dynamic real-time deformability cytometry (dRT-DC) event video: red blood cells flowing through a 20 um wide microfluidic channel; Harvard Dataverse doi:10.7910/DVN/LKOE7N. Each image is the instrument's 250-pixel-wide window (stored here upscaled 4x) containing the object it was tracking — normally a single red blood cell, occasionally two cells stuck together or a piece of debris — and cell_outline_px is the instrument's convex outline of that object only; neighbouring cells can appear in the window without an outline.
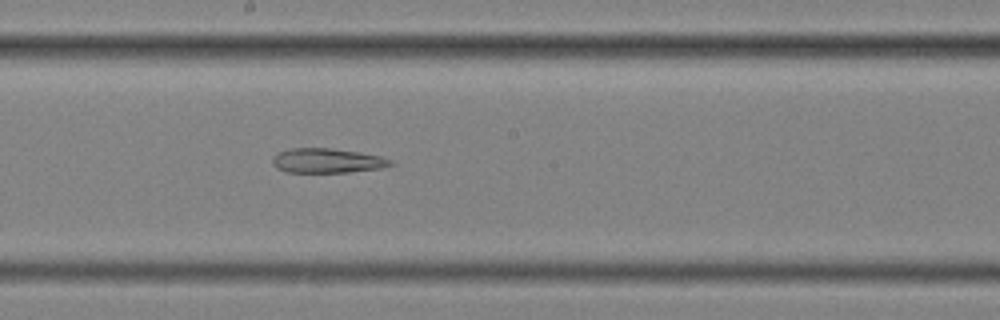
{"species": "common noctule bat (a hibernating species)", "species_latin": "Nyctalus noctula", "temperature_condition": "cold", "stored_images_in_passage": 56, "segment_of_instrument_passage": [2, 2], "camera_frame_rate_fps": 3000, "um_per_image_px": 0.085, "animal": {"sex": "female", "body_mass_g": 25.1}, "frame": {"image": 1, "passage_image": 31, "time_ms": 10.0, "image_size_px": [1000, 320], "cell_outline_px": [[396, 164], [380, 168], [348, 172], [284, 172], [276, 168], [272, 164], [272, 156], [276, 152], [292, 148], [332, 148], [360, 152], [380, 156], [392, 160]], "centroid_in_image_um": [27.78, 13.65], "position_along_channel_um": 220.4, "area_um2": 17.11}}
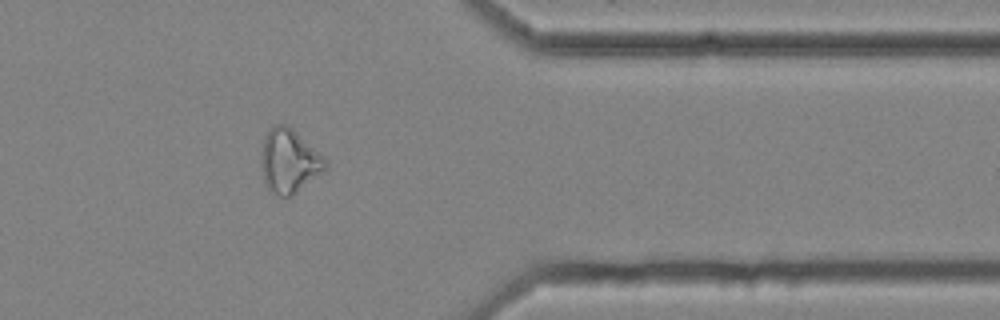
{"frame": {"image": 2, "passage_image": 46, "time_ms": 15.0, "image_size_px": [1000, 320], "cell_outline_px": [[328, 168], [292, 196], [280, 196], [268, 192], [264, 184], [260, 164], [260, 160], [264, 140], [268, 132], [276, 124], [288, 124], [324, 156], [328, 160]], "centroid_in_image_um": [24.58, 13.72], "position_along_channel_um": 386.8, "area_um2": 24.22}}
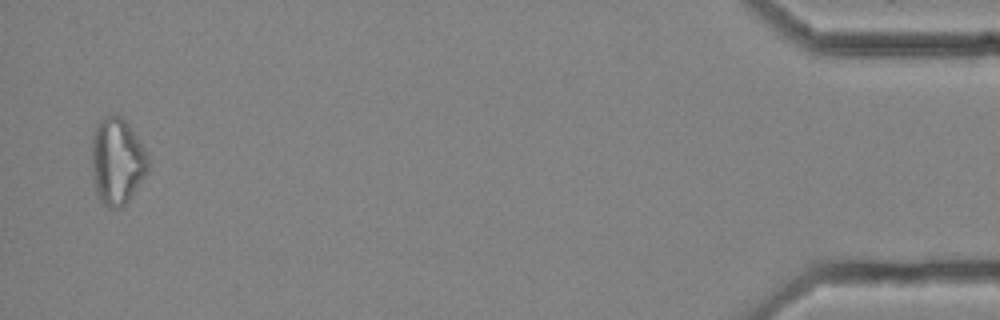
{"frame": {"image": 3, "passage_image": 55, "time_ms": 18.0, "image_size_px": [1000, 320], "cell_outline_px": [[148, 168], [144, 176], [128, 200], [120, 208], [108, 208], [96, 196], [92, 176], [92, 136], [96, 124], [104, 116], [120, 116], [128, 124], [140, 144], [148, 160]], "centroid_in_image_um": [9.89, 13.73], "position_along_channel_um": 425.3, "area_um2": 27.98}}